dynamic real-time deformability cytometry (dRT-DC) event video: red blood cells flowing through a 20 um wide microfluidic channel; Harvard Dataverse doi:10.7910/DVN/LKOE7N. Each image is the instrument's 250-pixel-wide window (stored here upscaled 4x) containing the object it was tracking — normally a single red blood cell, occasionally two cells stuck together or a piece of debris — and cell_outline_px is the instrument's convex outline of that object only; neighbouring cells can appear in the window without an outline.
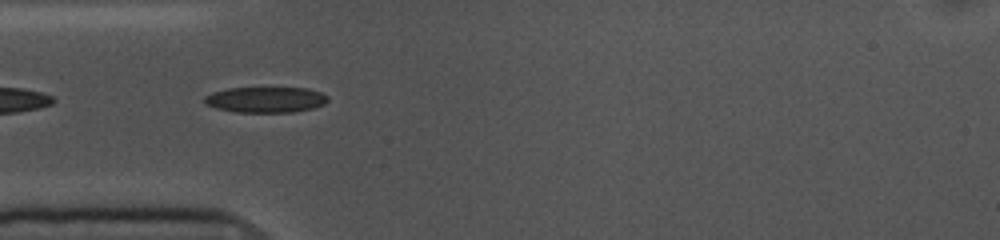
{"species": "common noctule bat (a hibernating species)", "species_latin": "Nyctalus noctula", "temperature_condition": "cold", "stored_images_in_passage": 38, "camera_frame_rate_fps": 3000, "um_per_image_px": 0.085, "animal": {"sex": "female", "body_mass_g": 10.0, "forearm_length_mm": 53.1}, "frame": {"image": 1, "passage_image": 2, "time_ms": 0.333, "image_size_px": [1000, 240], "cell_outline_px": [[328, 100], [324, 104], [312, 108], [292, 112], [236, 112], [216, 108], [204, 104], [204, 96], [212, 92], [228, 88], [308, 88], [320, 92], [328, 96]], "centroid_in_image_um": [22.56, 8.47], "position_along_channel_um": 62.4, "area_um2": 18.5}}
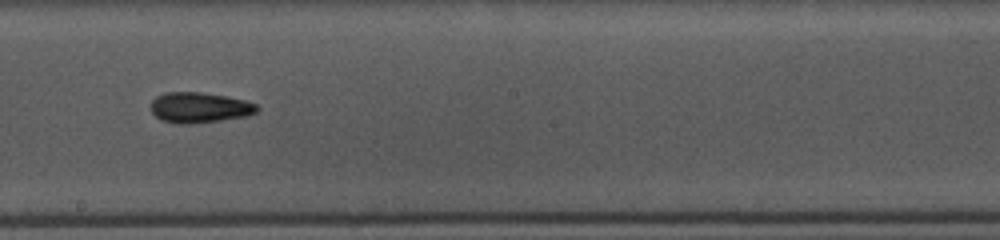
{"frame": {"image": 2, "passage_image": 16, "time_ms": 5.0, "image_size_px": [1000, 240], "cell_outline_px": [[260, 108], [256, 112], [248, 116], [192, 124], [176, 124], [160, 120], [152, 112], [152, 100], [156, 96], [164, 92], [200, 92], [224, 96], [244, 100], [256, 104]], "centroid_in_image_um": [16.94, 9.15], "position_along_channel_um": 231.3, "area_um2": 18.9}}
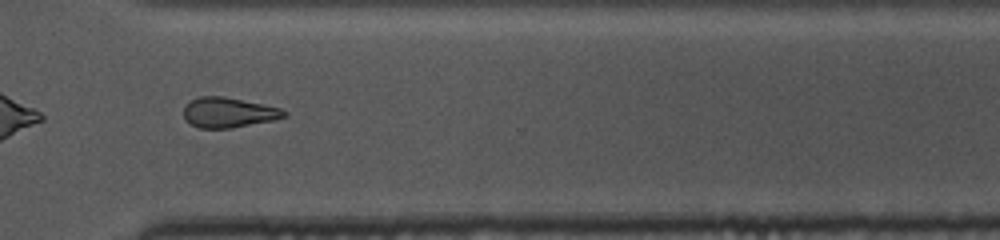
{"frame": {"image": 3, "passage_image": 26, "time_ms": 8.333, "image_size_px": [1000, 240], "cell_outline_px": [[288, 116], [276, 120], [232, 128], [200, 128], [184, 120], [184, 108], [192, 100], [200, 96], [224, 96], [280, 108], [288, 112]], "centroid_in_image_um": [19.46, 9.57], "position_along_channel_um": 351.1, "area_um2": 17.63}, "authors_computed_cell_mechanics": {"area_um2": 18.1492, "velocity_mm_per_s": 3.6092, "shape_relaxation_time_tau1_ms": 6.605, "shape_relaxation_time_tau2_ms": 6.9507, "deformation_change_tau1": 0.1312, "deformation_change_tau2": 0.1576}}